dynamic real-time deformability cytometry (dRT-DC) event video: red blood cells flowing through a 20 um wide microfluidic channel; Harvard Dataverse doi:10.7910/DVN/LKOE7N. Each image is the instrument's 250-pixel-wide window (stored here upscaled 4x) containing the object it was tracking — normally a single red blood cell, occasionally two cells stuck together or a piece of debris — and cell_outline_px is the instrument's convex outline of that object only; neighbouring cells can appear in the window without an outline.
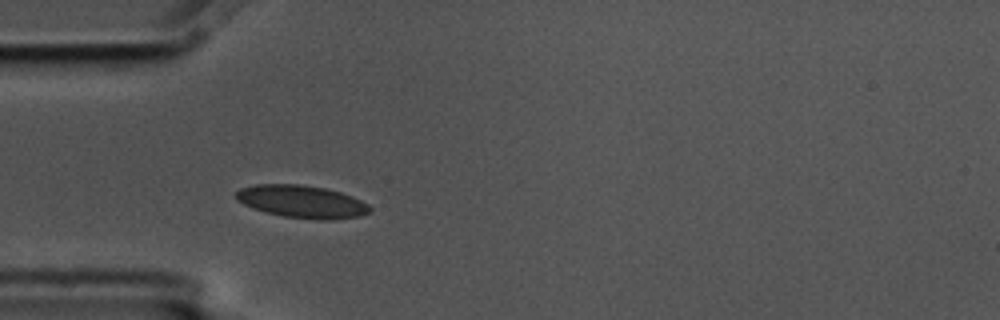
{"species": "common noctule bat (a hibernating species)", "species_latin": "Nyctalus noctula", "temperature_condition": "cold", "stored_images_in_passage": 4, "camera_frame_rate_fps": 3000, "um_per_image_px": 0.085, "animal": {"sex": "male", "body_mass_g": 17.5, "forearm_length_mm": 52.3}, "frame": {"image": 1, "passage_image": 4, "time_ms": 1.0, "image_size_px": [1000, 320], "cell_outline_px": [[372, 208], [368, 212], [360, 216], [332, 220], [316, 220], [284, 216], [264, 212], [252, 208], [236, 200], [232, 196], [240, 188], [256, 184], [300, 184], [324, 188], [340, 192], [352, 196], [368, 204]], "centroid_in_image_um": [25.62, 17.14], "position_along_channel_um": 59.4, "area_um2": 25.61}}